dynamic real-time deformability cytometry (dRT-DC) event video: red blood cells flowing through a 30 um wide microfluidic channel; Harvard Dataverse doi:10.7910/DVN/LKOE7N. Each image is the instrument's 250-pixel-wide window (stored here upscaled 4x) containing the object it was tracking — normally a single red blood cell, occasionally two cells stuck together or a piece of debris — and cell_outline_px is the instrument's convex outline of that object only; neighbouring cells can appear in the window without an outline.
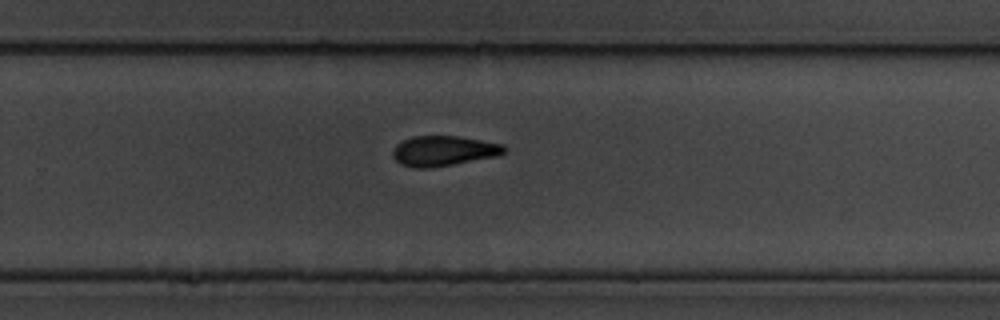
{"species": "common noctule bat (a hibernating species)", "species_latin": "Nyctalus noctula", "temperature_condition": "cold", "stored_images_in_passage": 11, "camera_frame_rate_fps": 3000, "um_per_image_px": 0.085, "animal": {"sex": "male", "body_mass_g": 19.5, "forearm_length_mm": 54.6}, "frame": {"image": 1, "passage_image": 11, "time_ms": 12.667, "image_size_px": [1000, 320], "cell_outline_px": [[508, 152], [500, 156], [428, 168], [412, 168], [400, 164], [392, 156], [392, 152], [396, 144], [412, 136], [456, 136], [504, 144], [508, 148]], "centroid_in_image_um": [37.74, 12.83], "position_along_channel_um": 292.1, "area_um2": 19.77}}